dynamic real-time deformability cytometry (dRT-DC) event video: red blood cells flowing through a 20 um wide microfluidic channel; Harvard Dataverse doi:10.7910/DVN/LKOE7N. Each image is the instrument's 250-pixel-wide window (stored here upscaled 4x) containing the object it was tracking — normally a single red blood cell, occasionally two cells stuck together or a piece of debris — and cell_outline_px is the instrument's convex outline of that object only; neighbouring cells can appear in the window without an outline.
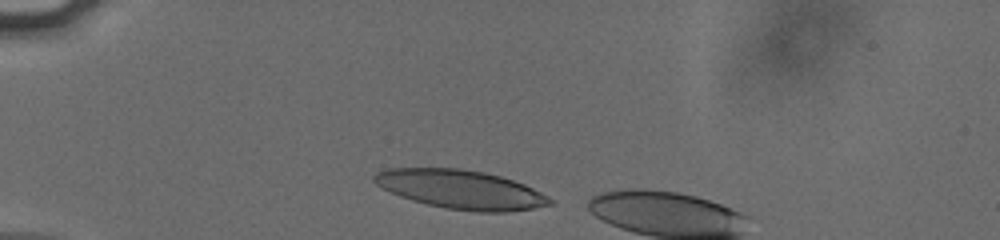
{"species": "human", "species_latin": "Homo sapiens", "temperature_condition": "cold", "stored_images_in_passage": 5, "camera_frame_rate_fps": 3000, "um_per_image_px": 0.085, "donor": {"sex": "male"}, "frame": {"image": 1, "passage_image": 2, "time_ms": 0.333, "image_size_px": [1000, 240], "cell_outline_px": [[552, 204], [532, 208], [508, 212], [476, 212], [444, 208], [412, 200], [400, 196], [376, 184], [372, 180], [372, 176], [376, 172], [384, 168], [460, 168], [484, 172], [500, 176], [524, 184], [548, 196], [552, 200]], "centroid_in_image_um": [39.14, 16.1], "position_along_channel_um": 45.9, "area_um2": 39.71}}